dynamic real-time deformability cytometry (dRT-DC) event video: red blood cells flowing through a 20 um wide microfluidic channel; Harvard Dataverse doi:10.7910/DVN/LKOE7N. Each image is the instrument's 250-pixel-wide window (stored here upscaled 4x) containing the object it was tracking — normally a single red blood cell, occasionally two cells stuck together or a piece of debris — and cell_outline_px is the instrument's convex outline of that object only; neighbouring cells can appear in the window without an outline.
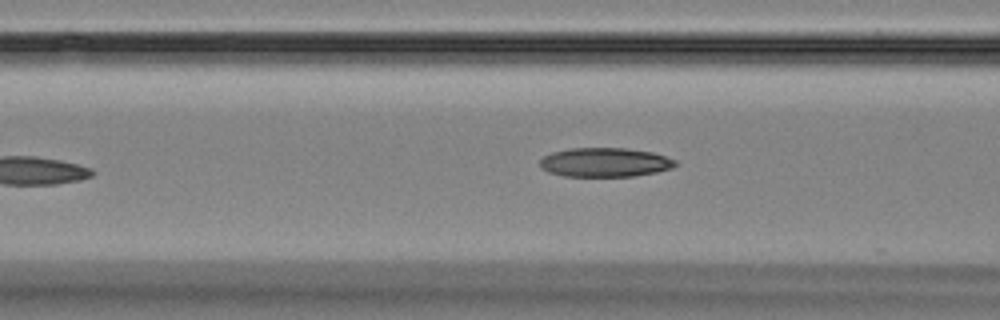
{"species": "Egyptian fruit bat (a non-hibernating species)", "species_latin": "Rousettus aegyptiacus", "temperature_condition": "room temperature", "stored_images_in_passage": 6, "camera_frame_rate_fps": 3000, "um_per_image_px": 0.085, "animal": {"sex": "female"}, "frame": {"image": 1, "passage_image": 6, "time_ms": 6.0, "image_size_px": [1000, 320], "cell_outline_px": [[676, 164], [672, 168], [656, 172], [632, 176], [564, 176], [548, 172], [540, 168], [540, 160], [544, 156], [552, 152], [568, 148], [624, 148], [652, 152], [676, 160]], "centroid_in_image_um": [51.38, 13.79], "position_along_channel_um": 115.2, "area_um2": 22.95}}